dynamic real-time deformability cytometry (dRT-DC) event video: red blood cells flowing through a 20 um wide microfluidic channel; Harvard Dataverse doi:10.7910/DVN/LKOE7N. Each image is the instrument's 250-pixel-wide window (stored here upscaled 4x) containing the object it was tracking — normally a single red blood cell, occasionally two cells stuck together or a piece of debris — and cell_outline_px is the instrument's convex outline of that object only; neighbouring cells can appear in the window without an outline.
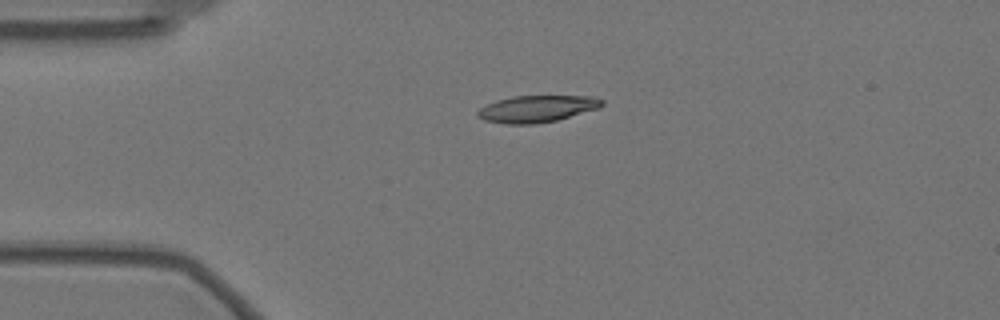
{"species": "Egyptian fruit bat (a non-hibernating species)", "species_latin": "Rousettus aegyptiacus", "temperature_condition": "warm", "stored_images_in_passage": 35, "camera_frame_rate_fps": 3000, "um_per_image_px": 0.085, "animal": {"sex": "female"}, "frame": {"image": 1, "passage_image": 1, "time_ms": 0.0, "image_size_px": [1000, 320], "cell_outline_px": [[604, 104], [600, 108], [556, 120], [536, 124], [508, 124], [484, 120], [476, 116], [476, 112], [480, 108], [496, 100], [512, 96], [596, 96], [604, 100]], "centroid_in_image_um": [45.66, 9.24], "position_along_channel_um": 39.3, "area_um2": 19.54}}
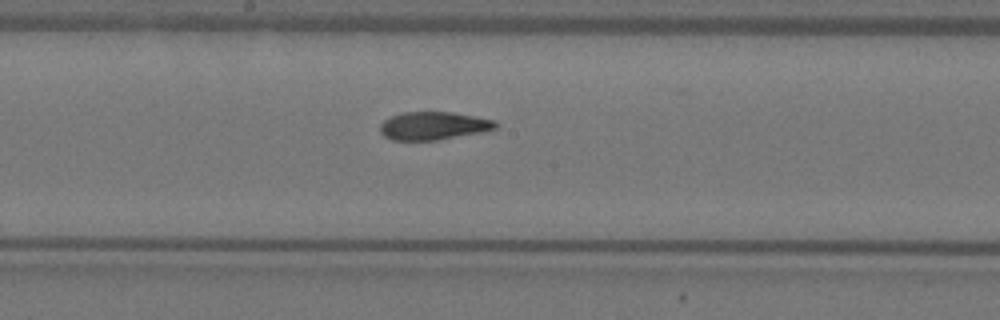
{"frame": {"image": 2, "passage_image": 18, "time_ms": 5.667, "image_size_px": [1000, 320], "cell_outline_px": [[496, 128], [480, 132], [440, 140], [392, 140], [384, 136], [380, 132], [380, 124], [384, 120], [400, 112], [452, 112], [476, 116], [496, 120]], "centroid_in_image_um": [36.82, 10.69], "position_along_channel_um": 211.4, "area_um2": 18.9}}
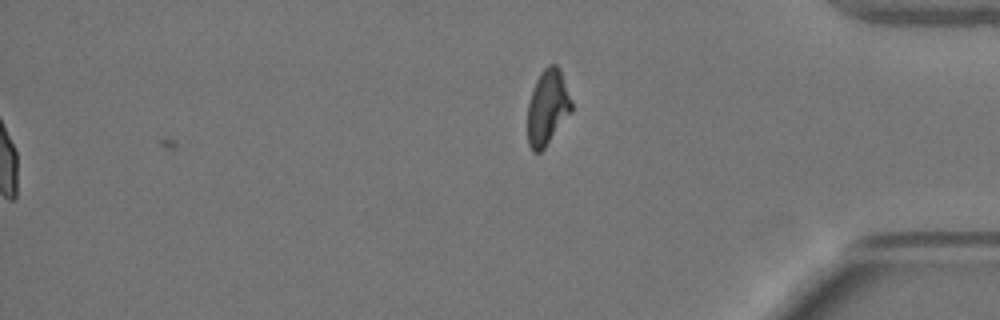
{"frame": {"image": 3, "passage_image": 35, "time_ms": 11.333, "image_size_px": [1000, 320], "cell_outline_px": [[572, 112], [544, 148], [540, 152], [532, 152], [528, 144], [528, 104], [536, 80], [540, 72], [548, 64], [556, 64], [560, 68], [572, 104]], "centroid_in_image_um": [46.54, 9.12], "position_along_channel_um": 388.7, "area_um2": 19.19}, "authors_computed_cell_mechanics": {"area_um2": 19.5942, "velocity_mm_per_s": 3.5049, "shape_relaxation_time_tau1_ms": 7.2093, "shape_relaxation_time_tau2_ms": 2.5727, "deformation_change_tau1": 0.2214, "deformation_change_tau2": 0.0874}}